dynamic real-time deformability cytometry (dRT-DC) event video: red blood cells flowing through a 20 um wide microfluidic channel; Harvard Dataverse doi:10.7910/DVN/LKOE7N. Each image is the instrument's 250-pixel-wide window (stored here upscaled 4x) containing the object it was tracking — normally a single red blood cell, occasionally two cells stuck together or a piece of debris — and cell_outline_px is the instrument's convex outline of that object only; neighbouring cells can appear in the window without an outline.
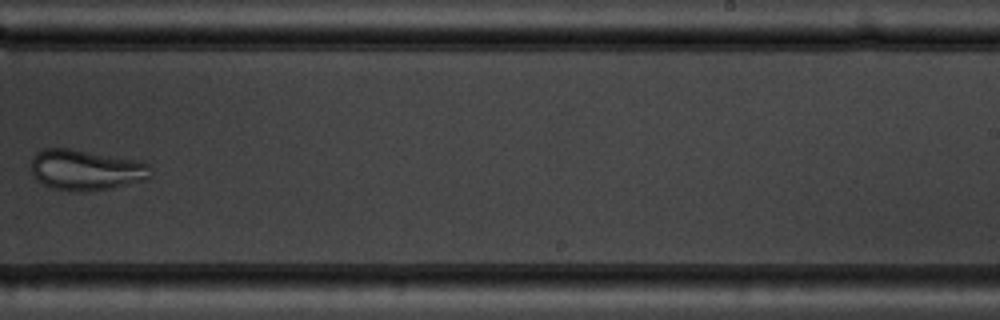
{"species": "common noctule bat (a hibernating species)", "species_latin": "Nyctalus noctula", "temperature_condition": "warm", "stored_images_in_passage": 9, "camera_frame_rate_fps": 3000, "um_per_image_px": 0.085, "animal": {"sex": "male", "body_mass_g": 19.5, "forearm_length_mm": 54.6}, "frame": {"image": 1, "passage_image": 9, "time_ms": 9.333, "image_size_px": [1000, 320], "cell_outline_px": [[152, 176], [148, 180], [112, 188], [84, 192], [80, 192], [52, 188], [36, 180], [32, 176], [32, 156], [36, 152], [44, 148], [68, 148], [136, 160], [148, 164], [152, 168]], "centroid_in_image_um": [7.32, 14.46], "position_along_channel_um": 281.7, "area_um2": 28.55}}